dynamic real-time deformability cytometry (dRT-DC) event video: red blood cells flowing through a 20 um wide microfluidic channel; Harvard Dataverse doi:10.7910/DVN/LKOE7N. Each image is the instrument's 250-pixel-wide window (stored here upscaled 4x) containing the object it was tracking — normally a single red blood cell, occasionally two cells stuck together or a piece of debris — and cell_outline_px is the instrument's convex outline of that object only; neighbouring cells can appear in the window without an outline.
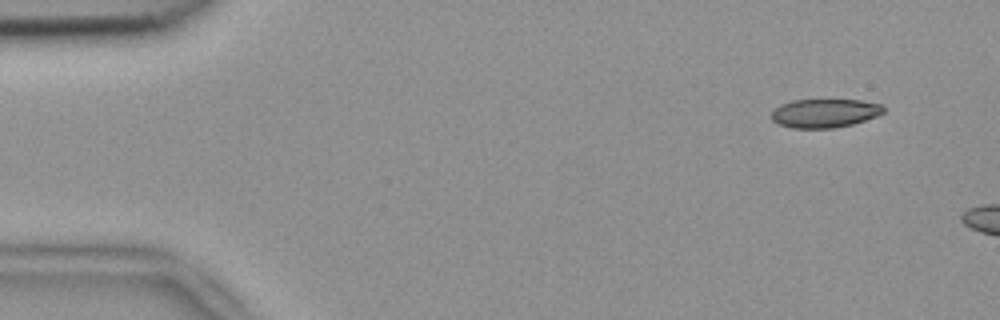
{"species": "common noctule bat (a hibernating species)", "species_latin": "Nyctalus noctula", "temperature_condition": "room temperature", "stored_images_in_passage": 7, "camera_frame_rate_fps": 3000, "um_per_image_px": 0.085, "animal": {"sex": "female", "body_mass_g": 18.4}, "frame": {"image": 1, "passage_image": 2, "time_ms": 0.333, "image_size_px": [1000, 320], "cell_outline_px": [[884, 112], [876, 116], [852, 124], [832, 128], [792, 128], [780, 124], [772, 120], [768, 116], [780, 104], [792, 100], [860, 100], [884, 104]], "centroid_in_image_um": [70.08, 9.61], "position_along_channel_um": 14.9, "area_um2": 18.79}}